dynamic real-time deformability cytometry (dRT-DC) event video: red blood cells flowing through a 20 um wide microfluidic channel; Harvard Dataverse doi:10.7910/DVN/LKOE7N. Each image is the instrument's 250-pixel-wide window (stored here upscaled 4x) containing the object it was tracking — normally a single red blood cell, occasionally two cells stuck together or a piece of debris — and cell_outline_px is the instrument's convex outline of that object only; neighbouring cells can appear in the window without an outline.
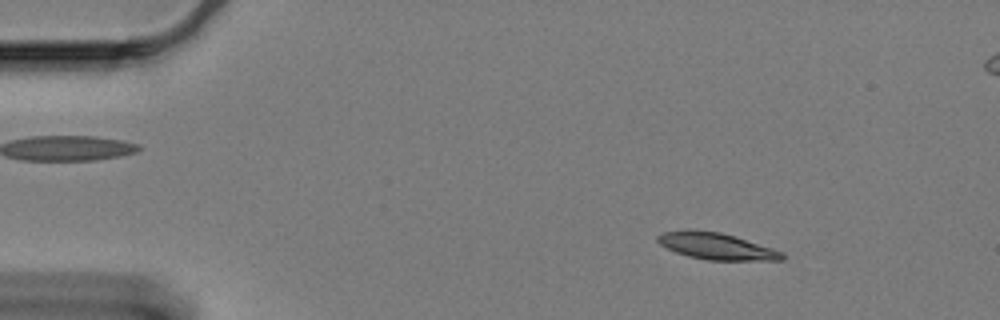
{"species": "Egyptian fruit bat (a non-hibernating species)", "species_latin": "Rousettus aegyptiacus", "temperature_condition": "cold", "stored_images_in_passage": 52, "camera_frame_rate_fps": 3000, "um_per_image_px": 0.085, "animal": {"sex": "female"}, "frame": {"image": 1, "passage_image": 8, "time_ms": 2.333, "image_size_px": [1000, 320], "cell_outline_px": [[784, 260], [708, 260], [688, 256], [676, 252], [660, 244], [656, 240], [656, 236], [664, 232], [688, 228], [720, 232], [772, 248], [784, 252]], "centroid_in_image_um": [60.85, 20.91], "position_along_channel_um": 24.1, "area_um2": 19.31}}
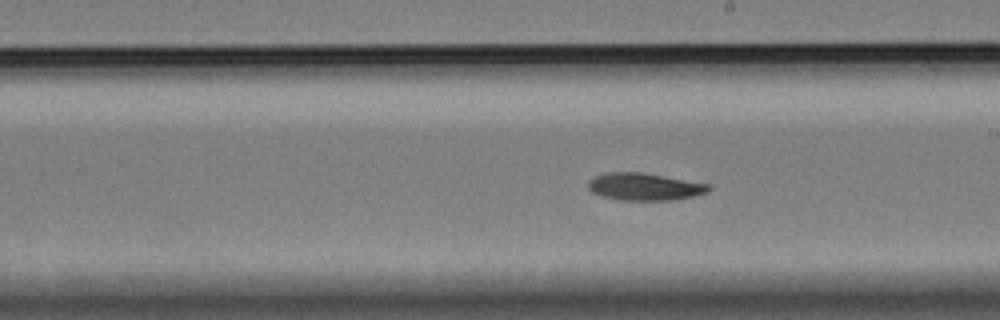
{"frame": {"image": 2, "passage_image": 34, "time_ms": 11.0, "image_size_px": [1000, 320], "cell_outline_px": [[712, 188], [708, 192], [676, 200], [620, 200], [600, 196], [592, 192], [588, 188], [588, 180], [592, 176], [608, 172], [640, 172], [712, 184]], "centroid_in_image_um": [54.78, 15.87], "position_along_channel_um": 234.2, "area_um2": 19.42}}
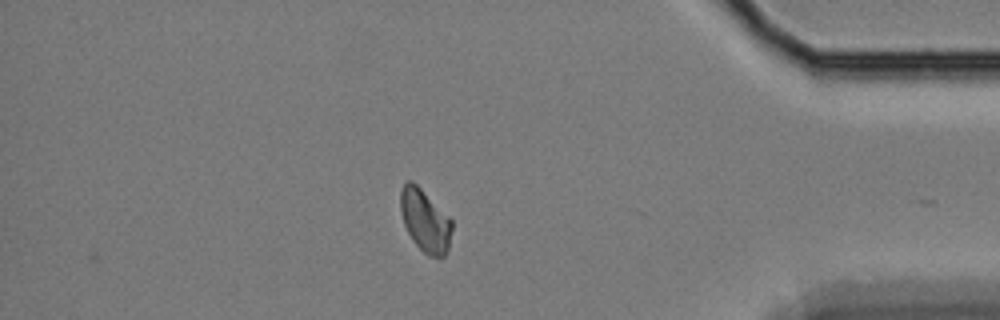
{"frame": {"image": 3, "passage_image": 52, "time_ms": 17.0, "image_size_px": [1000, 320], "cell_outline_px": [[452, 228], [448, 248], [444, 256], [428, 256], [412, 240], [404, 224], [400, 212], [400, 188], [408, 180], [412, 180], [452, 220]], "centroid_in_image_um": [36.11, 18.74], "position_along_channel_um": 399.1, "area_um2": 18.5}, "authors_computed_cell_mechanics": {"area_um2": 19.2763, "velocity_mm_per_s": 3.2807, "shape_relaxation_time_tau1_ms": 9.1606, "shape_relaxation_time_tau2_ms": 9.3569, "deformation_change_tau1": 0.1602, "deformation_change_tau2": 0.1232}}